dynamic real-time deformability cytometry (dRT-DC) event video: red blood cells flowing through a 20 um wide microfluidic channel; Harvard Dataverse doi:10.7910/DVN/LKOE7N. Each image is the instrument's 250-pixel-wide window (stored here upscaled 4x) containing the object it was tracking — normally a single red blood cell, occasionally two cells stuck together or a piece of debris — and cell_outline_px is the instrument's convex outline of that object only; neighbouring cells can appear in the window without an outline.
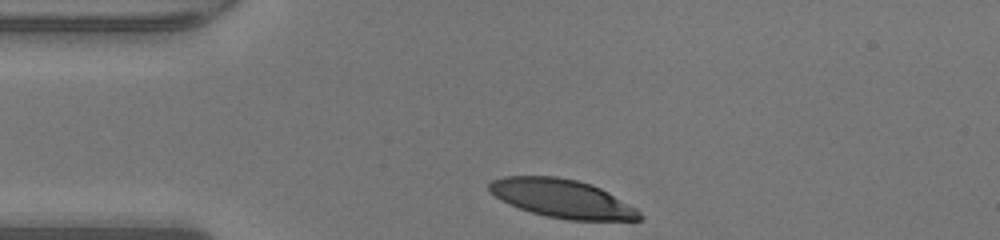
{"species": "human", "species_latin": "Homo sapiens", "temperature_condition": "warm", "stored_images_in_passage": 28, "camera_frame_rate_fps": 3000, "um_per_image_px": 0.085, "donor": {"sex": "male"}, "frame": {"image": 1, "passage_image": 1, "time_ms": 0.0, "image_size_px": [1000, 240], "cell_outline_px": [[644, 220], [568, 220], [548, 216], [532, 212], [508, 204], [500, 200], [488, 188], [488, 184], [492, 180], [504, 176], [556, 176], [576, 180], [600, 188], [608, 192], [636, 208], [644, 216]], "centroid_in_image_um": [47.79, 16.88], "position_along_channel_um": 37.2, "area_um2": 33.47}}
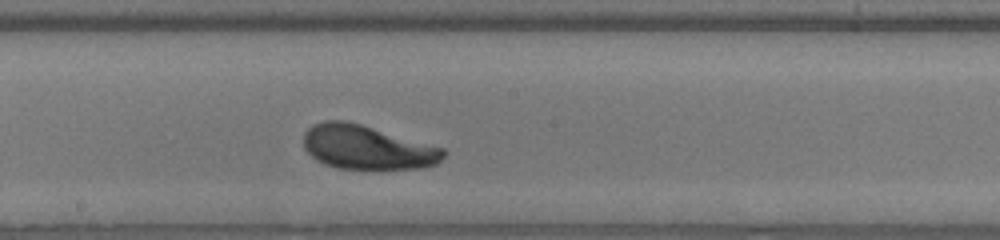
{"frame": {"image": 2, "passage_image": 16, "time_ms": 5.0, "image_size_px": [1000, 240], "cell_outline_px": [[448, 152], [436, 164], [420, 168], [336, 168], [324, 164], [316, 160], [304, 148], [304, 132], [312, 124], [324, 120], [344, 120], [360, 124], [444, 148]], "centroid_in_image_um": [31.17, 12.51], "position_along_channel_um": 217.0, "area_um2": 35.66}}
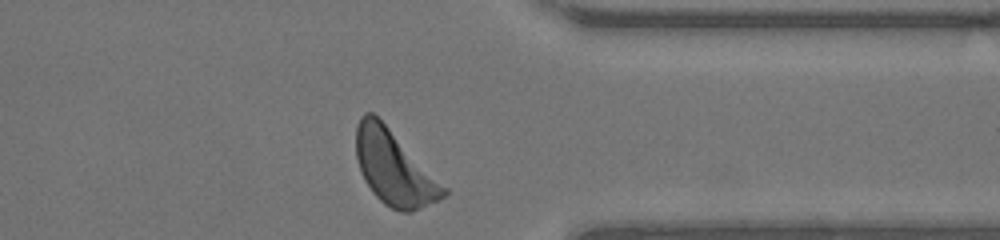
{"frame": {"image": 3, "passage_image": 28, "time_ms": 9.0, "image_size_px": [1000, 240], "cell_outline_px": [[448, 192], [444, 196], [412, 212], [400, 212], [384, 204], [372, 192], [364, 180], [356, 156], [356, 124], [360, 116], [364, 112], [372, 112], [448, 188]], "centroid_in_image_um": [33.48, 14.28], "position_along_channel_um": 377.9, "area_um2": 37.22}, "authors_computed_cell_mechanics": {"area_um2": 35.547, "velocity_mm_per_s": 4.2557, "shape_relaxation_time_tau1_ms": 2.1095, "shape_relaxation_time_tau2_ms": 4.4369, "deformation_change_tau1": 0.1394, "deformation_change_tau2": 0.1633}}